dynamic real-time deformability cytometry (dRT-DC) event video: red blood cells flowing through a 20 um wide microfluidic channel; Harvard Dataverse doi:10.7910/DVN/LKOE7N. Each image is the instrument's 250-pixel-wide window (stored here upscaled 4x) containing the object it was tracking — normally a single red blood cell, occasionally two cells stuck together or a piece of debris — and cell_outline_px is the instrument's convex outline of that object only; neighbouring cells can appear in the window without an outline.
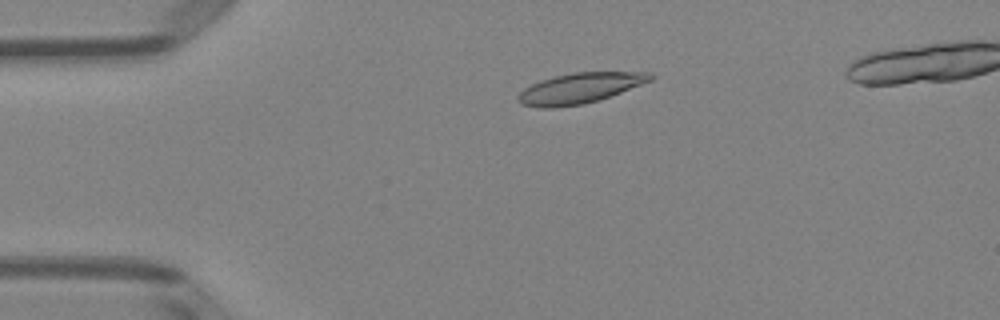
{"species": "Egyptian fruit bat (a non-hibernating species)", "species_latin": "Rousettus aegyptiacus", "temperature_condition": "room temperature", "stored_images_in_passage": 42, "camera_frame_rate_fps": 3000, "um_per_image_px": 0.085, "animal": {"sex": "female"}, "frame": {"image": 1, "passage_image": 4, "time_ms": 1.0, "image_size_px": [1000, 320], "cell_outline_px": [[656, 76], [652, 80], [620, 92], [584, 104], [552, 108], [540, 108], [520, 104], [516, 100], [516, 96], [524, 88], [540, 80], [572, 72], [652, 72]], "centroid_in_image_um": [49.25, 7.49], "position_along_channel_um": 35.8, "area_um2": 23.41}}
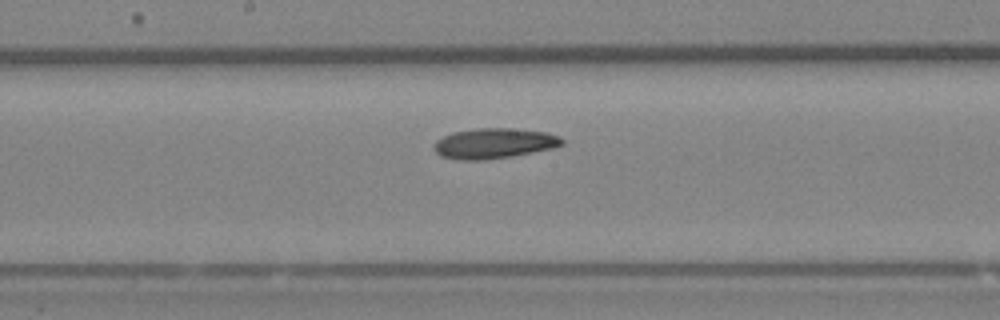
{"frame": {"image": 2, "passage_image": 20, "time_ms": 6.333, "image_size_px": [1000, 320], "cell_outline_px": [[564, 144], [552, 148], [512, 156], [484, 160], [460, 160], [440, 156], [432, 148], [436, 140], [452, 132], [476, 128], [512, 128], [544, 132], [560, 136], [564, 140]], "centroid_in_image_um": [41.97, 12.18], "position_along_channel_um": 206.2, "area_um2": 22.66}}
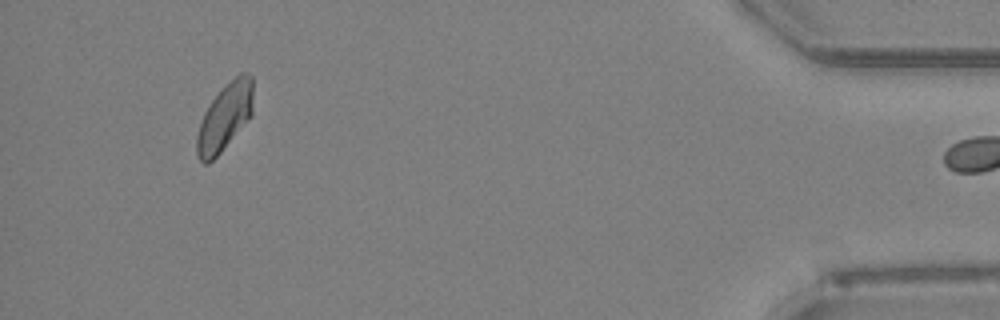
{"frame": {"image": 3, "passage_image": 41, "time_ms": 13.333, "image_size_px": [1000, 320], "cell_outline_px": [[252, 116], [220, 152], [208, 164], [204, 164], [196, 156], [196, 136], [204, 112], [212, 100], [240, 72], [248, 72], [252, 76]], "centroid_in_image_um": [19.1, 9.98], "position_along_channel_um": 416.1, "area_um2": 21.68}}